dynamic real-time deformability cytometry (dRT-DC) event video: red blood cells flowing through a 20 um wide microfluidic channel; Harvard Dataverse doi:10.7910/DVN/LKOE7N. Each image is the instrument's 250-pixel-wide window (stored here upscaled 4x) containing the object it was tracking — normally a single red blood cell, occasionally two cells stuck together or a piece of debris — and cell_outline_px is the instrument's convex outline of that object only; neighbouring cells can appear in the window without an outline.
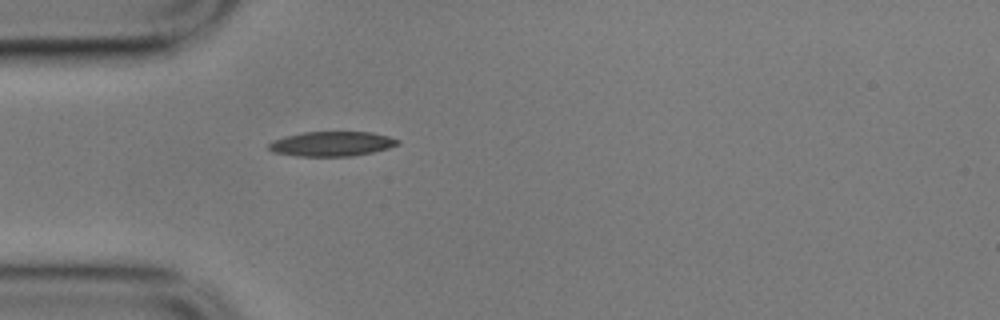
{"species": "common noctule bat (a hibernating species)", "species_latin": "Nyctalus noctula", "temperature_condition": "cold", "stored_images_in_passage": 41, "camera_frame_rate_fps": 3000, "um_per_image_px": 0.085, "animal": {"sex": "male", "body_mass_g": 17.9}, "frame": {"image": 1, "passage_image": 1, "time_ms": 0.0, "image_size_px": [1000, 320], "cell_outline_px": [[400, 144], [388, 148], [372, 152], [352, 156], [296, 156], [272, 152], [268, 148], [268, 144], [272, 140], [304, 132], [372, 132], [388, 136], [400, 140]], "centroid_in_image_um": [28.2, 12.23], "position_along_channel_um": 56.8, "area_um2": 18.55}}
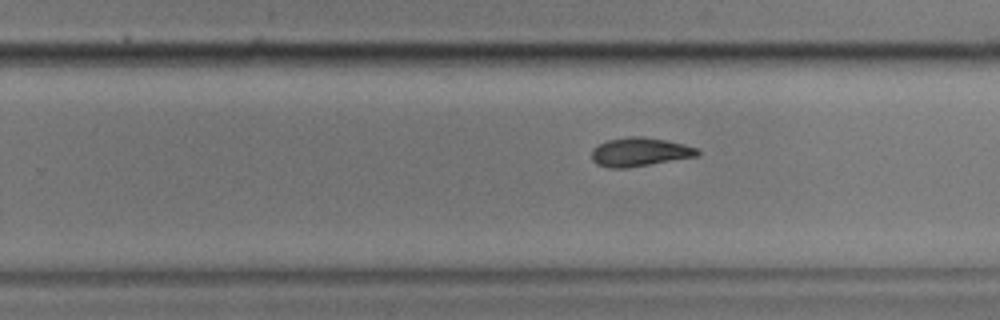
{"frame": {"image": 2, "passage_image": 20, "time_ms": 6.333, "image_size_px": [1000, 320], "cell_outline_px": [[700, 152], [696, 156], [624, 168], [608, 168], [596, 164], [592, 160], [592, 148], [608, 140], [632, 136], [644, 136], [684, 144], [696, 148]], "centroid_in_image_um": [54.33, 12.91], "position_along_channel_um": 275.5, "area_um2": 17.4}}
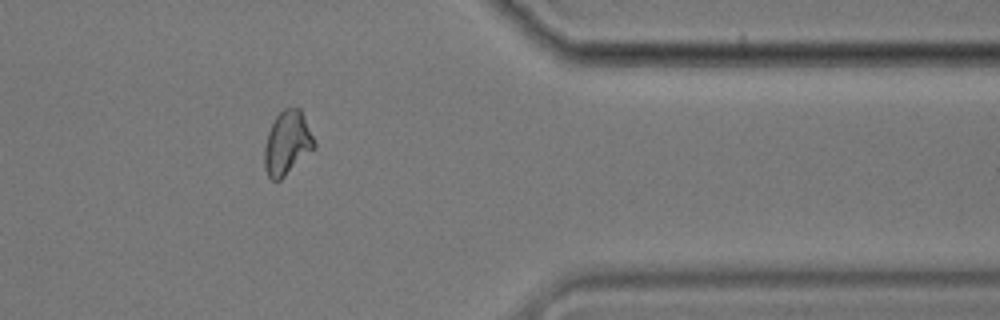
{"frame": {"image": 3, "passage_image": 31, "time_ms": 10.0, "image_size_px": [1000, 320], "cell_outline_px": [[316, 148], [280, 180], [272, 180], [268, 176], [264, 168], [264, 148], [268, 132], [276, 116], [284, 108], [300, 108], [316, 144]], "centroid_in_image_um": [24.41, 12.18], "position_along_channel_um": 387.0, "area_um2": 18.44}, "authors_computed_cell_mechanics": {"area_um2": 18.0336, "velocity_mm_per_s": 3.5144, "shape_relaxation_time_tau1_ms": 3.6893, "shape_relaxation_time_tau2_ms": null, "deformation_change_tau1": 0.126, "deformation_change_tau2": null}}